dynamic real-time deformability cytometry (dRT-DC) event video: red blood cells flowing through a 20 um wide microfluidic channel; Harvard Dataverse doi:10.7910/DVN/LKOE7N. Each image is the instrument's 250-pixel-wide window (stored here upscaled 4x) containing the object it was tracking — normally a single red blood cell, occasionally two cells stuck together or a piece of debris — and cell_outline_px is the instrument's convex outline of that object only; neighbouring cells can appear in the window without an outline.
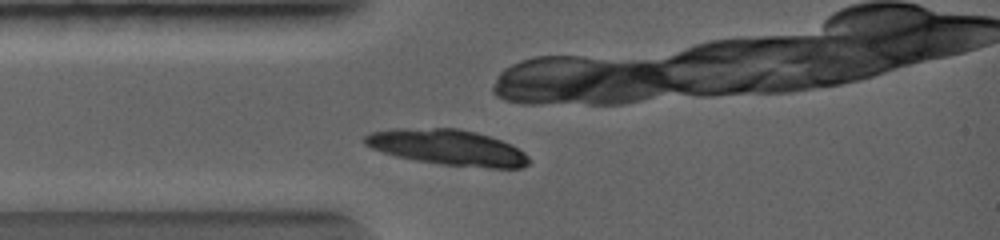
{"species": "common noctule bat (a hibernating species)", "species_latin": "Nyctalus noctula", "temperature_condition": "warm", "stored_images_in_passage": 4, "camera_frame_rate_fps": 5000, "um_per_image_px": 0.085, "animal": {"sex": "female", "body_mass_g": 19.0, "forearm_length_mm": 56.7}, "frame": {"image": 1, "passage_image": 4, "time_ms": 0.6, "image_size_px": [1000, 240], "cell_outline_px": [[532, 160], [528, 164], [520, 168], [488, 168], [444, 164], [416, 160], [396, 156], [372, 148], [364, 144], [364, 136], [372, 132], [388, 128], [460, 128], [476, 132], [500, 140], [524, 152]], "centroid_in_image_um": [38.04, 12.52], "position_along_channel_um": 47.0, "area_um2": 33.99}}